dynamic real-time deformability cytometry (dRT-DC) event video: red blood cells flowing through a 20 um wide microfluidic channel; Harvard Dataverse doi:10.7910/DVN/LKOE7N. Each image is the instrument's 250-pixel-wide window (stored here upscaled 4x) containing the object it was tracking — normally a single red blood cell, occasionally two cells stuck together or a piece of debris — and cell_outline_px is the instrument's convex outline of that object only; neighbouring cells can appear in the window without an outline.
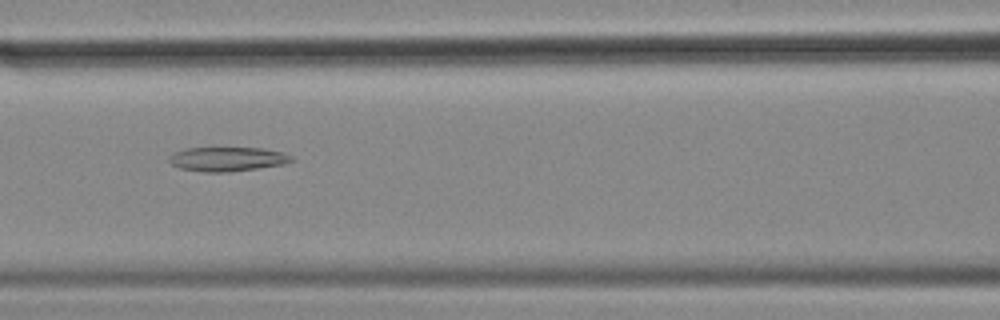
{"species": "common noctule bat (a hibernating species)", "species_latin": "Nyctalus noctula", "temperature_condition": "cold", "stored_images_in_passage": 43, "camera_frame_rate_fps": 3000, "um_per_image_px": 0.085, "animal": {"sex": "female", "body_mass_g": 18.4}, "frame": {"image": 1, "passage_image": 11, "time_ms": 3.333, "image_size_px": [1000, 320], "cell_outline_px": [[296, 160], [284, 164], [228, 172], [204, 172], [180, 168], [172, 164], [168, 160], [168, 156], [184, 148], [264, 148], [284, 152], [292, 156]], "centroid_in_image_um": [19.35, 13.51], "position_along_channel_um": 147.2, "area_um2": 17.34}}
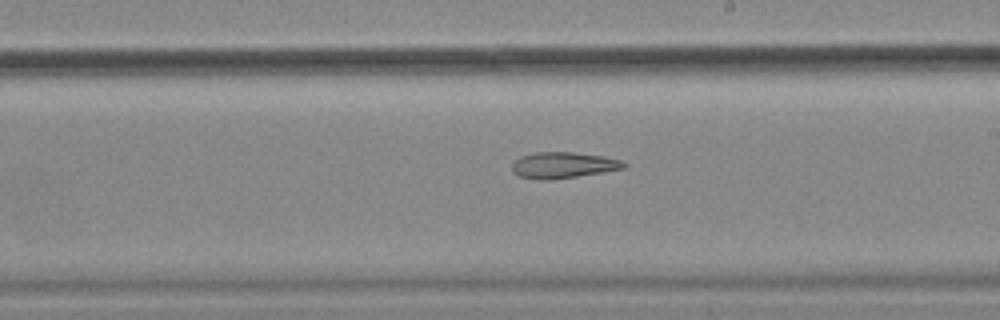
{"frame": {"image": 2, "passage_image": 19, "time_ms": 6.0, "image_size_px": [1000, 320], "cell_outline_px": [[628, 168], [552, 180], [540, 180], [516, 176], [512, 172], [512, 164], [520, 156], [532, 152], [572, 152], [604, 156], [620, 160], [628, 164]], "centroid_in_image_um": [47.86, 14.04], "position_along_channel_um": 241.1, "area_um2": 17.28}}
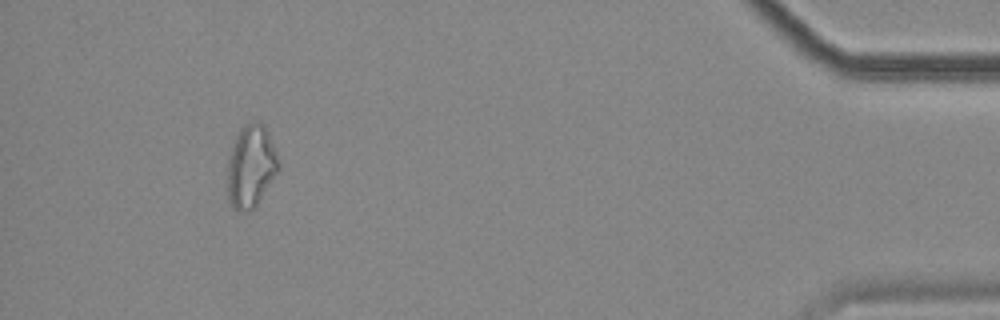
{"frame": {"image": 3, "passage_image": 39, "time_ms": 12.667, "image_size_px": [1000, 320], "cell_outline_px": [[280, 168], [256, 204], [248, 212], [232, 208], [228, 200], [228, 156], [232, 144], [240, 128], [248, 120], [260, 120], [264, 124], [276, 152]], "centroid_in_image_um": [21.31, 14.07], "position_along_channel_um": 413.9, "area_um2": 24.57}}